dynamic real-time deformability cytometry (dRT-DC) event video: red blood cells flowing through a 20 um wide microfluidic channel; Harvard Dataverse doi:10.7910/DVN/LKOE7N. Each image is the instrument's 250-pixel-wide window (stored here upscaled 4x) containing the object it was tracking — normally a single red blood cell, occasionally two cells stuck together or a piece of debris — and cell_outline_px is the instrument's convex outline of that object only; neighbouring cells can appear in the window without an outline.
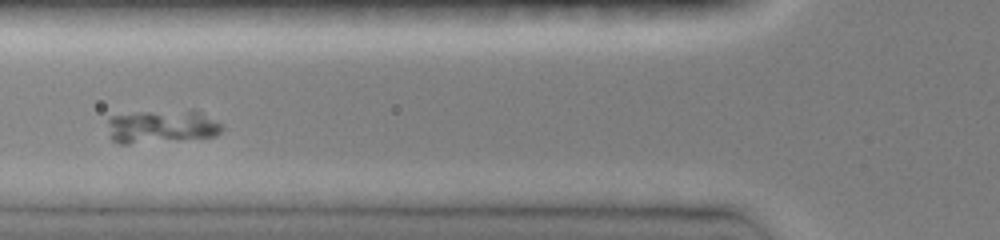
{"species": "common noctule bat (a hibernating species)", "species_latin": "Nyctalus noctula", "temperature_condition": "room temperature", "stored_images_in_passage": 43, "camera_frame_rate_fps": 3000, "um_per_image_px": 0.085, "animal": {"sex": "female", "body_mass_g": 19.0, "forearm_length_mm": 51.5}, "frame": {"image": 1, "passage_image": 13, "time_ms": 4.0, "image_size_px": [1000, 240], "cell_outline_px": [[224, 128], [216, 136], [128, 144], [120, 144], [112, 140], [108, 136], [108, 120], [112, 116], [140, 112], [192, 108], [200, 112], [220, 124]], "centroid_in_image_um": [13.73, 10.74], "position_along_channel_um": 112.1, "area_um2": 22.31}}
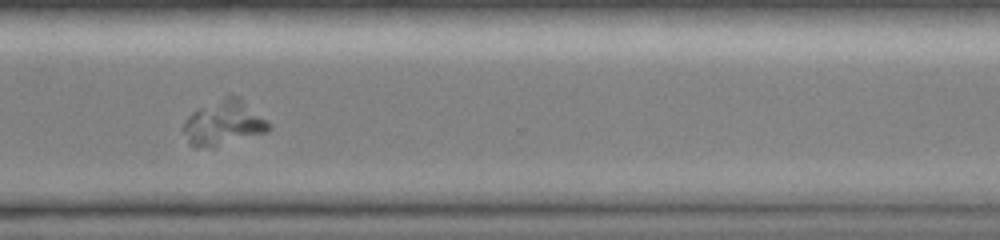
{"frame": {"image": 2, "passage_image": 31, "time_ms": 10.0, "image_size_px": [1000, 240], "cell_outline_px": [[272, 128], [264, 132], [196, 148], [192, 148], [188, 144], [180, 128], [188, 116], [192, 112], [200, 108], [228, 96], [236, 96], [272, 124]], "centroid_in_image_um": [18.93, 10.44], "position_along_channel_um": 351.7, "area_um2": 21.15}}
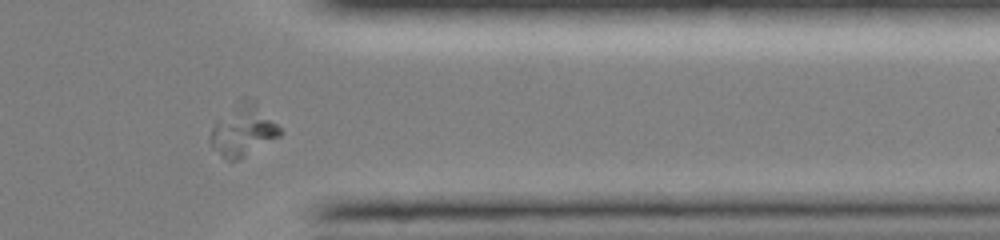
{"frame": {"image": 3, "passage_image": 34, "time_ms": 11.0, "image_size_px": [1000, 240], "cell_outline_px": [[284, 132], [280, 136], [244, 156], [236, 160], [228, 160], [212, 148], [212, 124], [240, 96], [252, 100]], "centroid_in_image_um": [20.64, 11.04], "position_along_channel_um": 390.8, "area_um2": 20.46}}